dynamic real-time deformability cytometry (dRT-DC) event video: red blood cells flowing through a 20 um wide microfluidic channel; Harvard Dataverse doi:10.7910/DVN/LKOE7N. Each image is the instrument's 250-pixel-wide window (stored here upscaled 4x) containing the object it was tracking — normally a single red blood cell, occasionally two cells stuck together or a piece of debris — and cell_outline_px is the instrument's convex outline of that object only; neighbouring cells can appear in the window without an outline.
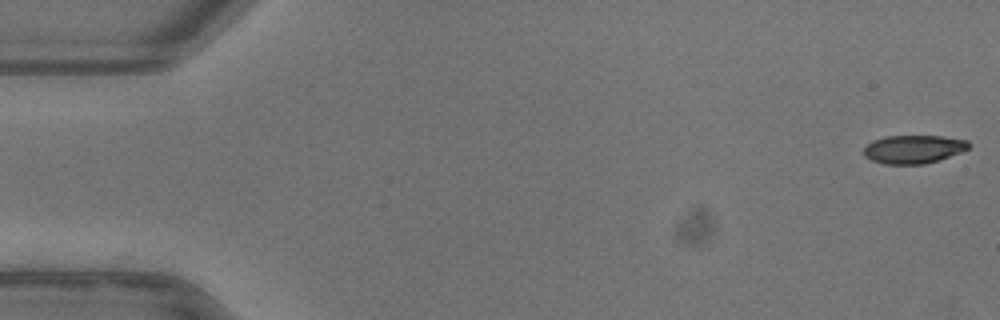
{"species": "common noctule bat (a hibernating species)", "species_latin": "Nyctalus noctula", "temperature_condition": "warm", "stored_images_in_passage": 52, "camera_frame_rate_fps": 3000, "um_per_image_px": 0.085, "animal": {"sex": "female"}, "frame": {"image": 1, "passage_image": 1, "time_ms": 0.0, "image_size_px": [1000, 320], "cell_outline_px": [[968, 148], [960, 152], [940, 160], [924, 164], [884, 164], [872, 160], [864, 156], [864, 148], [872, 140], [884, 136], [940, 136], [968, 140]], "centroid_in_image_um": [77.62, 12.68], "position_along_channel_um": 7.4, "area_um2": 17.28}}
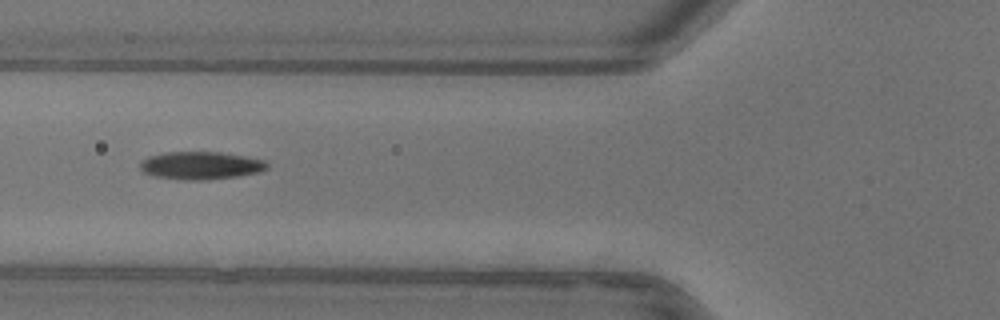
{"frame": {"image": 2, "passage_image": 20, "time_ms": 6.333, "image_size_px": [1000, 320], "cell_outline_px": [[268, 168], [260, 172], [236, 176], [200, 180], [184, 180], [156, 176], [144, 172], [140, 168], [140, 164], [148, 156], [164, 152], [220, 152], [244, 156], [264, 160], [268, 164]], "centroid_in_image_um": [17.07, 14.06], "position_along_channel_um": 108.7, "area_um2": 20.35}}
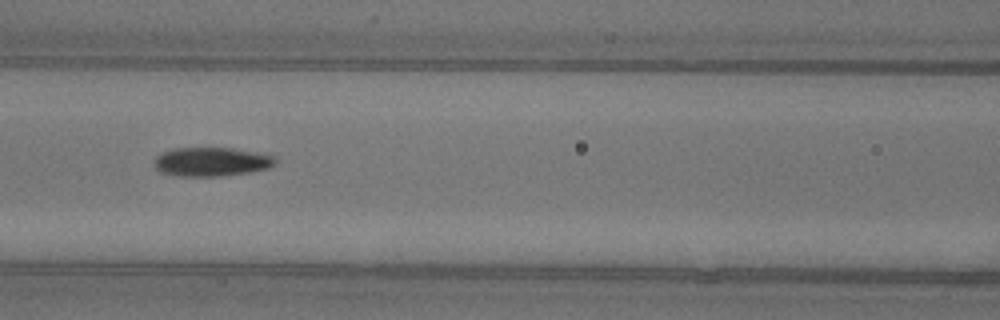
{"frame": {"image": 3, "passage_image": 23, "time_ms": 7.333, "image_size_px": [1000, 320], "cell_outline_px": [[276, 164], [268, 168], [248, 172], [220, 176], [180, 176], [160, 172], [152, 164], [156, 156], [172, 148], [232, 148], [256, 152], [276, 156]], "centroid_in_image_um": [17.96, 13.74], "position_along_channel_um": 148.6, "area_um2": 20.46}, "authors_computed_cell_mechanics": {"area_um2": 19.5942, "velocity_mm_per_s": 3.9664, "shape_relaxation_time_tau1_ms": 5.868, "shape_relaxation_time_tau2_ms": 3.6268, "deformation_change_tau1": 0.214, "deformation_change_tau2": 0.0995}}